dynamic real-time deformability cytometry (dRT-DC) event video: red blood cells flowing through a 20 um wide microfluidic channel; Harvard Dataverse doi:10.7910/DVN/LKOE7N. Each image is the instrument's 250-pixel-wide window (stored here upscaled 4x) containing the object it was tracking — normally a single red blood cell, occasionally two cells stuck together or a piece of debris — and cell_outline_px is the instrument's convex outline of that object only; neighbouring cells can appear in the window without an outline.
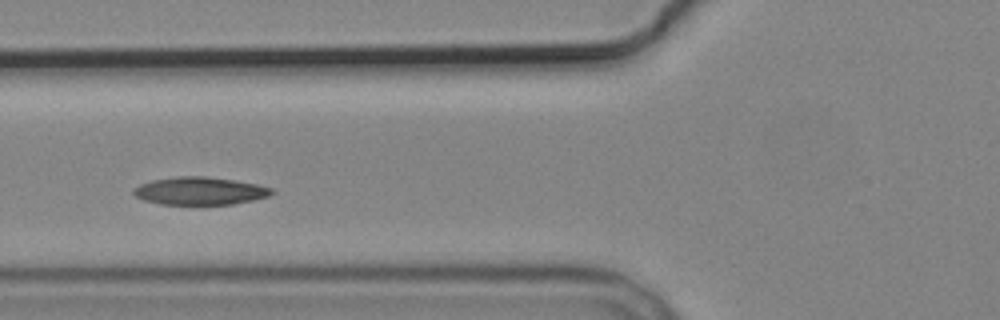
{"species": "common noctule bat (a hibernating species)", "species_latin": "Nyctalus noctula", "temperature_condition": "cold", "stored_images_in_passage": 7, "camera_frame_rate_fps": 3000, "um_per_image_px": 0.085, "animal": {"sex": "male", "body_mass_g": 19.2, "forearm_length_mm": 51.8}, "frame": {"image": 1, "passage_image": 3, "time_ms": 3.333, "image_size_px": [1000, 320], "cell_outline_px": [[276, 192], [268, 196], [252, 200], [232, 204], [160, 204], [144, 200], [136, 196], [132, 192], [132, 188], [140, 184], [152, 180], [180, 176], [204, 176], [236, 180], [256, 184], [272, 188]], "centroid_in_image_um": [16.98, 16.22], "position_along_channel_um": 108.8, "area_um2": 22.31}}
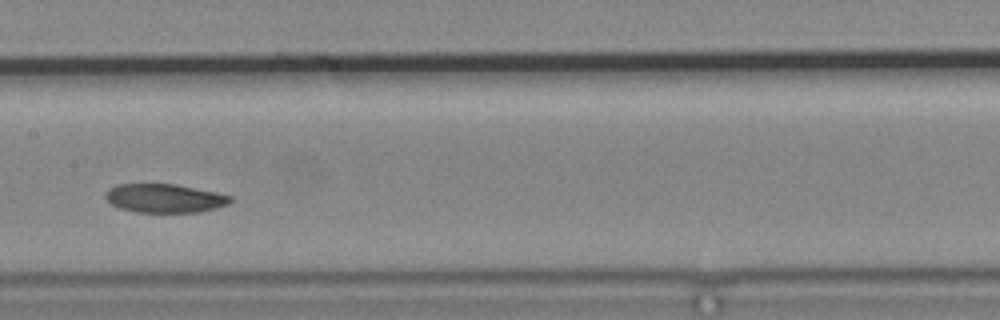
{"frame": {"image": 2, "passage_image": 5, "time_ms": 5.667, "image_size_px": [1000, 320], "cell_outline_px": [[232, 200], [228, 204], [216, 208], [200, 212], [136, 212], [120, 208], [112, 204], [104, 196], [108, 188], [116, 184], [172, 184], [216, 192], [232, 196]], "centroid_in_image_um": [13.98, 16.85], "position_along_channel_um": 193.4, "area_um2": 20.81}}
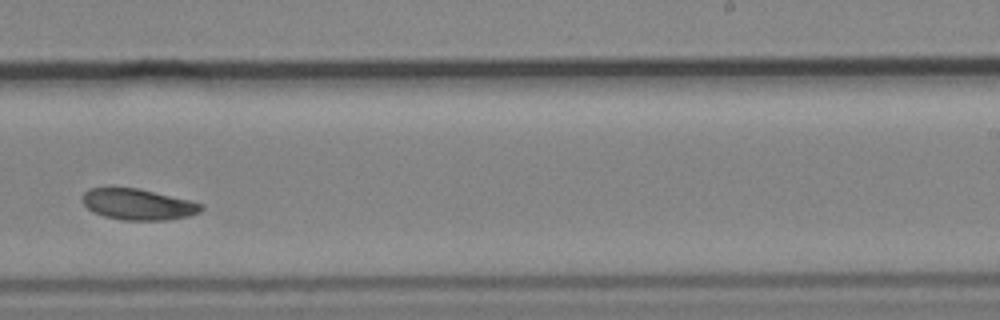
{"frame": {"image": 3, "passage_image": 7, "time_ms": 8.0, "image_size_px": [1000, 320], "cell_outline_px": [[204, 208], [200, 212], [188, 216], [168, 220], [124, 220], [104, 216], [92, 212], [80, 200], [84, 192], [88, 188], [136, 188], [188, 200], [204, 204]], "centroid_in_image_um": [11.71, 17.38], "position_along_channel_um": 277.3, "area_um2": 21.39}}